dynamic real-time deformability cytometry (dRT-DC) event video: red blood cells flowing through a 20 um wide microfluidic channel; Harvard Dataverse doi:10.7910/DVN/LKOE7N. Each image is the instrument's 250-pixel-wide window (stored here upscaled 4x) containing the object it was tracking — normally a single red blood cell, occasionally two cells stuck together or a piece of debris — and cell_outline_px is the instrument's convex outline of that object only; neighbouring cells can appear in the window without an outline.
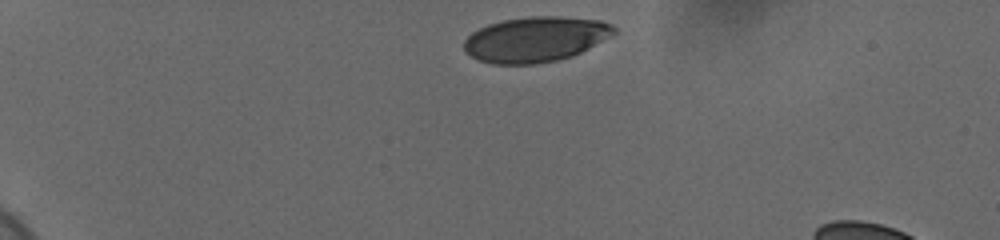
{"species": "human", "species_latin": "Homo sapiens", "temperature_condition": "cold", "stored_images_in_passage": 37, "camera_frame_rate_fps": 3000, "um_per_image_px": 0.085, "donor": {"sex": "female"}, "frame": {"image": 1, "passage_image": 1, "time_ms": 0.0, "image_size_px": [1000, 240], "cell_outline_px": [[616, 32], [588, 48], [572, 56], [560, 60], [536, 64], [492, 64], [476, 60], [464, 52], [464, 40], [472, 32], [488, 24], [504, 20], [528, 16], [560, 16], [600, 20], [612, 24], [616, 28]], "centroid_in_image_um": [45.48, 3.34], "position_along_channel_um": 39.5, "area_um2": 39.71}}
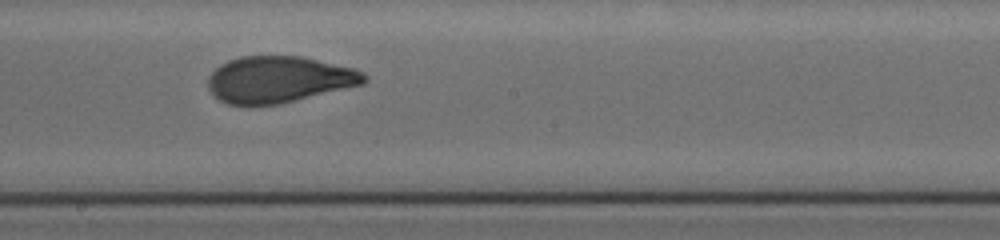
{"frame": {"image": 2, "passage_image": 22, "time_ms": 7.0, "image_size_px": [1000, 240], "cell_outline_px": [[368, 80], [364, 84], [276, 104], [248, 108], [228, 104], [220, 100], [208, 88], [208, 76], [220, 64], [228, 60], [240, 56], [300, 56], [352, 68], [364, 72], [368, 76]], "centroid_in_image_um": [23.66, 6.77], "position_along_channel_um": 224.5, "area_um2": 42.48}}
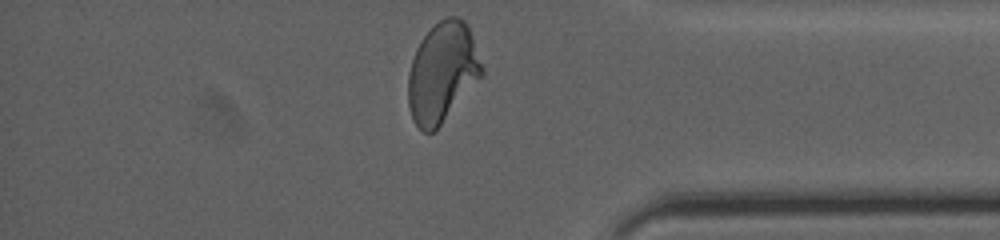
{"frame": {"image": 3, "passage_image": 37, "time_ms": 12.0, "image_size_px": [1000, 240], "cell_outline_px": [[484, 76], [440, 124], [432, 132], [424, 132], [412, 120], [408, 104], [408, 72], [416, 48], [420, 40], [444, 16], [456, 16], [464, 20], [468, 28], [484, 68]], "centroid_in_image_um": [37.6, 6.15], "position_along_channel_um": 397.6, "area_um2": 42.71}, "authors_computed_cell_mechanics": {"area_um2": 42.483, "velocity_mm_per_s": 3.6913, "shape_relaxation_time_tau1_ms": 6.5758, "shape_relaxation_time_tau2_ms": 0.754, "deformation_change_tau1": 0.2131, "deformation_change_tau2": 0.0543}}